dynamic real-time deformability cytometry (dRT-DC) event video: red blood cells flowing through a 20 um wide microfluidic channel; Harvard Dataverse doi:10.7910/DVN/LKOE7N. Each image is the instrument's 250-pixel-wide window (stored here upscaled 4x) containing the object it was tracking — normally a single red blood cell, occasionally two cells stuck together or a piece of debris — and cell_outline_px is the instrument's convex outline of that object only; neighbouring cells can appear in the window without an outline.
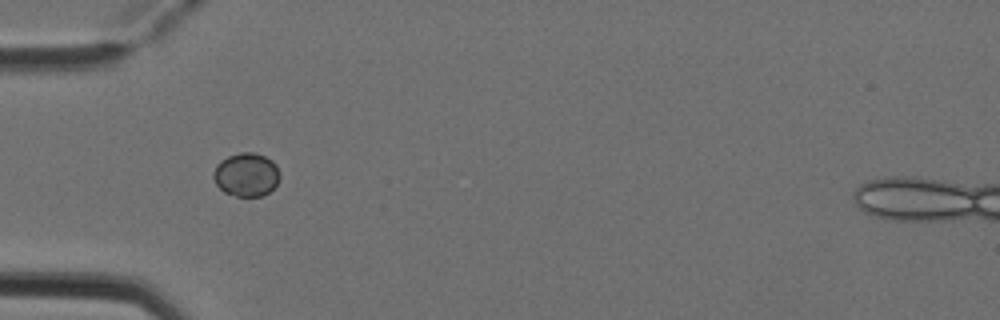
{"species": "Egyptian fruit bat (a non-hibernating species)", "species_latin": "Rousettus aegyptiacus", "temperature_condition": "cold", "stored_images_in_passage": 5, "camera_frame_rate_fps": 3000, "um_per_image_px": 0.085, "animal": {"sex": "female"}, "frame": {"image": 1, "passage_image": 5, "time_ms": 1.333, "image_size_px": [1000, 320], "cell_outline_px": [[280, 176], [276, 184], [268, 192], [260, 196], [236, 196], [224, 192], [216, 184], [212, 176], [212, 172], [216, 164], [220, 160], [228, 156], [240, 152], [252, 152], [264, 156], [272, 160], [276, 164]], "centroid_in_image_um": [20.9, 14.83], "position_along_channel_um": 64.1, "area_um2": 16.88}}